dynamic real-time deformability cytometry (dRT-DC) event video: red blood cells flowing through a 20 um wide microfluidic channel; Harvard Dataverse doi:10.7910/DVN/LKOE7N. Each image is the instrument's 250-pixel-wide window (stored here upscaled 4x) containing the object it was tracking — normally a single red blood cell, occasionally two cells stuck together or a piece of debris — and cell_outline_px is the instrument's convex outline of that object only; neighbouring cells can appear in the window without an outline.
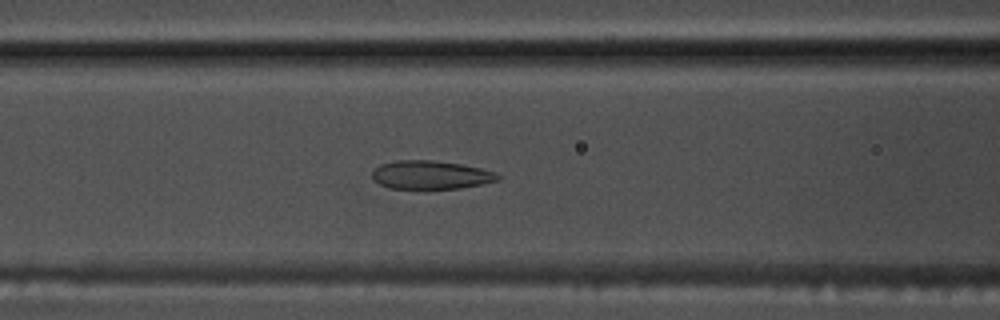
{"species": "common noctule bat (a hibernating species)", "species_latin": "Nyctalus noctula", "temperature_condition": "warm", "stored_images_in_passage": 38, "camera_frame_rate_fps": 3000, "um_per_image_px": 0.085, "animal": {"sex": "male", "body_mass_g": 17.5, "forearm_length_mm": 52.3}, "frame": {"image": 1, "passage_image": 6, "time_ms": 1.667, "image_size_px": [1000, 320], "cell_outline_px": [[504, 176], [500, 180], [460, 188], [428, 192], [424, 192], [388, 188], [372, 180], [372, 172], [380, 164], [396, 160], [432, 160], [460, 164], [480, 168], [496, 172]], "centroid_in_image_um": [36.6, 14.92], "position_along_channel_um": 130.0, "area_um2": 21.96}}
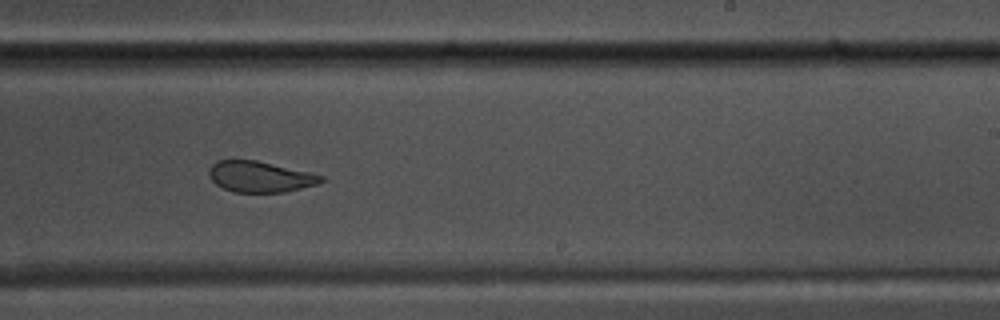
{"frame": {"image": 2, "passage_image": 17, "time_ms": 5.333, "image_size_px": [1000, 320], "cell_outline_px": [[324, 180], [316, 184], [284, 192], [232, 192], [216, 184], [212, 180], [208, 172], [212, 164], [216, 160], [256, 160], [308, 172], [324, 176]], "centroid_in_image_um": [22.07, 15.02], "position_along_channel_um": 266.9, "area_um2": 19.94}}
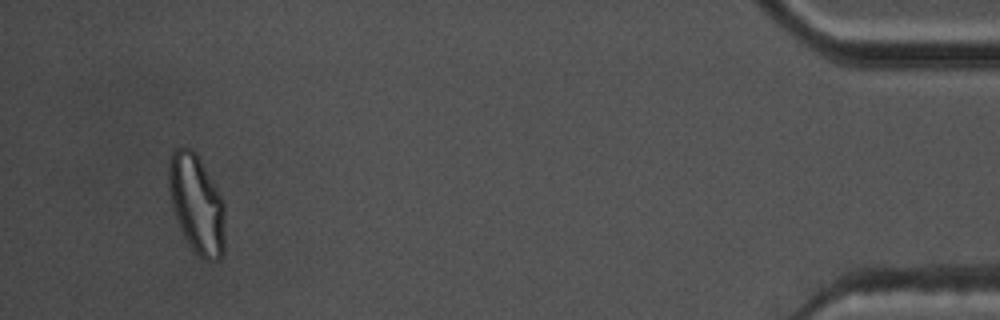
{"frame": {"image": 3, "passage_image": 35, "time_ms": 11.333, "image_size_px": [1000, 320], "cell_outline_px": [[224, 252], [220, 260], [212, 264], [204, 260], [192, 248], [184, 236], [176, 216], [168, 192], [168, 160], [172, 152], [176, 148], [192, 148], [196, 152], [224, 200]], "centroid_in_image_um": [16.73, 17.35], "position_along_channel_um": 418.5, "area_um2": 32.66}, "authors_computed_cell_mechanics": {"area_um2": 21.9062, "velocity_mm_per_s": 3.7515, "shape_relaxation_time_tau1_ms": 4.8267, "shape_relaxation_time_tau2_ms": 1.4522, "deformation_change_tau1": 0.1357, "deformation_change_tau2": 0.0649}}